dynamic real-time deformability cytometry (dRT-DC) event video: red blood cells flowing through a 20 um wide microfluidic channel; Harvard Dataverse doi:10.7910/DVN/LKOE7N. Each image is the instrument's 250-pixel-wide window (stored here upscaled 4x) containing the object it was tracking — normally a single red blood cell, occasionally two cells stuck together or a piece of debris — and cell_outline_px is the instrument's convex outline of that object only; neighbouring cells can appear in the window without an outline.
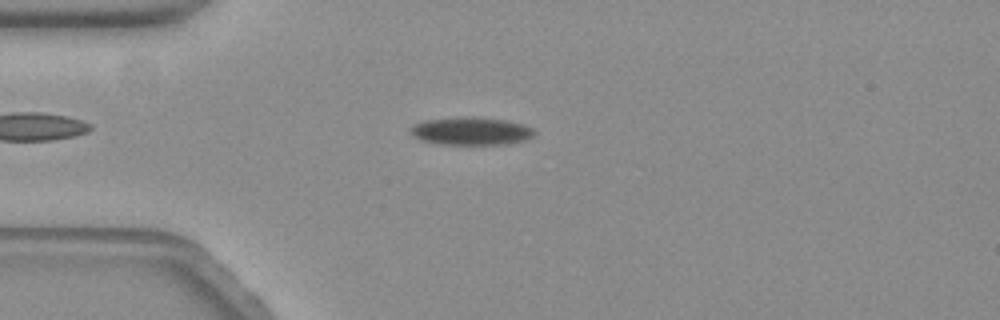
{"species": "common noctule bat (a hibernating species)", "species_latin": "Nyctalus noctula", "temperature_condition": "warm", "stored_images_in_passage": 54, "camera_frame_rate_fps": 3000, "um_per_image_px": 0.085, "animal": {"sex": "female", "body_mass_g": 19.3, "forearm_length_mm": 54.1}, "frame": {"image": 1, "passage_image": 10, "time_ms": 3.0, "image_size_px": [1000, 320], "cell_outline_px": [[536, 132], [532, 136], [524, 140], [504, 144], [444, 144], [424, 140], [416, 136], [412, 132], [412, 128], [416, 124], [424, 120], [472, 116], [508, 120], [524, 124], [532, 128]], "centroid_in_image_um": [40.13, 11.12], "position_along_channel_um": 44.9, "area_um2": 19.71}}
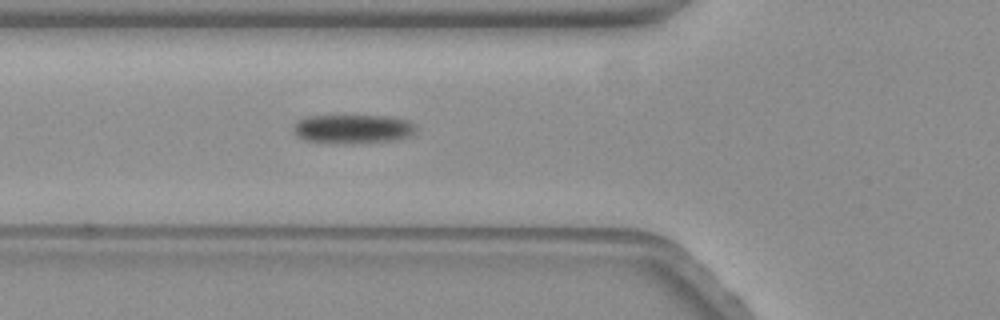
{"frame": {"image": 2, "passage_image": 16, "time_ms": 5.0, "image_size_px": [1000, 320], "cell_outline_px": [[416, 128], [412, 136], [396, 140], [352, 144], [348, 144], [304, 140], [296, 136], [292, 128], [292, 124], [296, 120], [308, 116], [384, 116], [408, 120]], "centroid_in_image_um": [29.95, 10.97], "position_along_channel_um": 95.9, "area_um2": 20.92}}
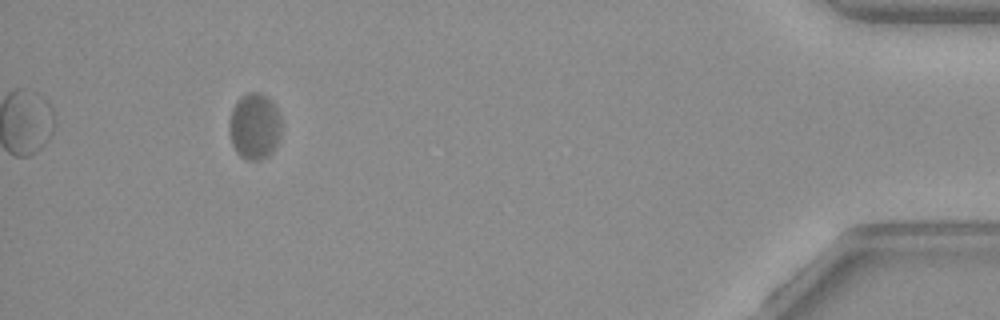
{"frame": {"image": 3, "passage_image": 50, "time_ms": 16.333, "image_size_px": [1000, 320], "cell_outline_px": [[280, 136], [276, 148], [268, 156], [260, 160], [248, 160], [240, 156], [236, 152], [232, 144], [228, 132], [228, 120], [232, 108], [236, 100], [240, 96], [248, 92], [260, 92], [268, 96], [272, 100], [280, 116]], "centroid_in_image_um": [21.61, 10.72], "position_along_channel_um": 413.6, "area_um2": 20.69}, "authors_computed_cell_mechanics": {"area_um2": 20.5768, "velocity_mm_per_s": 3.4263, "shape_relaxation_time_tau1_ms": 2.58, "shape_relaxation_time_tau2_ms": null, "deformation_change_tau1": 0.0736, "deformation_change_tau2": null}}